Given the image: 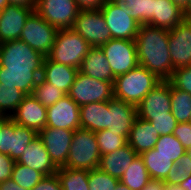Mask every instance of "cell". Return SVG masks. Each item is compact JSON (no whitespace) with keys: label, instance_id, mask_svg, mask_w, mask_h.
Segmentation results:
<instances>
[{"label":"cell","instance_id":"7a4b0ae2","mask_svg":"<svg viewBox=\"0 0 191 190\" xmlns=\"http://www.w3.org/2000/svg\"><path fill=\"white\" fill-rule=\"evenodd\" d=\"M169 30L141 25L135 38L139 65L168 81L174 71L168 49Z\"/></svg>","mask_w":191,"mask_h":190},{"label":"cell","instance_id":"f546056e","mask_svg":"<svg viewBox=\"0 0 191 190\" xmlns=\"http://www.w3.org/2000/svg\"><path fill=\"white\" fill-rule=\"evenodd\" d=\"M171 113L178 123L189 122L191 118V94L171 85Z\"/></svg>","mask_w":191,"mask_h":190},{"label":"cell","instance_id":"bcb514c9","mask_svg":"<svg viewBox=\"0 0 191 190\" xmlns=\"http://www.w3.org/2000/svg\"><path fill=\"white\" fill-rule=\"evenodd\" d=\"M0 190H27L20 187L12 178L0 182Z\"/></svg>","mask_w":191,"mask_h":190},{"label":"cell","instance_id":"6da1fadb","mask_svg":"<svg viewBox=\"0 0 191 190\" xmlns=\"http://www.w3.org/2000/svg\"><path fill=\"white\" fill-rule=\"evenodd\" d=\"M45 57L20 39L1 43L0 83L31 95L41 76Z\"/></svg>","mask_w":191,"mask_h":190},{"label":"cell","instance_id":"d590c367","mask_svg":"<svg viewBox=\"0 0 191 190\" xmlns=\"http://www.w3.org/2000/svg\"><path fill=\"white\" fill-rule=\"evenodd\" d=\"M101 155L111 153L128 144V139L108 129L95 132Z\"/></svg>","mask_w":191,"mask_h":190},{"label":"cell","instance_id":"c3c4849f","mask_svg":"<svg viewBox=\"0 0 191 190\" xmlns=\"http://www.w3.org/2000/svg\"><path fill=\"white\" fill-rule=\"evenodd\" d=\"M179 186L185 190H191V176L188 177L186 180H183Z\"/></svg>","mask_w":191,"mask_h":190},{"label":"cell","instance_id":"db71d44e","mask_svg":"<svg viewBox=\"0 0 191 190\" xmlns=\"http://www.w3.org/2000/svg\"><path fill=\"white\" fill-rule=\"evenodd\" d=\"M8 5L7 0H0V11H2Z\"/></svg>","mask_w":191,"mask_h":190},{"label":"cell","instance_id":"f6af8a7d","mask_svg":"<svg viewBox=\"0 0 191 190\" xmlns=\"http://www.w3.org/2000/svg\"><path fill=\"white\" fill-rule=\"evenodd\" d=\"M166 184L162 180L150 179L141 190H165Z\"/></svg>","mask_w":191,"mask_h":190},{"label":"cell","instance_id":"7bdbcfd3","mask_svg":"<svg viewBox=\"0 0 191 190\" xmlns=\"http://www.w3.org/2000/svg\"><path fill=\"white\" fill-rule=\"evenodd\" d=\"M15 161L7 154L0 153V182L11 178Z\"/></svg>","mask_w":191,"mask_h":190},{"label":"cell","instance_id":"2e32d148","mask_svg":"<svg viewBox=\"0 0 191 190\" xmlns=\"http://www.w3.org/2000/svg\"><path fill=\"white\" fill-rule=\"evenodd\" d=\"M57 129L77 130L80 128V106L68 95L47 107V125Z\"/></svg>","mask_w":191,"mask_h":190},{"label":"cell","instance_id":"484cf974","mask_svg":"<svg viewBox=\"0 0 191 190\" xmlns=\"http://www.w3.org/2000/svg\"><path fill=\"white\" fill-rule=\"evenodd\" d=\"M109 101L80 106V127L92 132L107 129Z\"/></svg>","mask_w":191,"mask_h":190},{"label":"cell","instance_id":"7dc6e473","mask_svg":"<svg viewBox=\"0 0 191 190\" xmlns=\"http://www.w3.org/2000/svg\"><path fill=\"white\" fill-rule=\"evenodd\" d=\"M8 4L19 5L22 7H32L35 9L37 0H7Z\"/></svg>","mask_w":191,"mask_h":190},{"label":"cell","instance_id":"ac0fdd59","mask_svg":"<svg viewBox=\"0 0 191 190\" xmlns=\"http://www.w3.org/2000/svg\"><path fill=\"white\" fill-rule=\"evenodd\" d=\"M34 11L32 7L8 4L0 11V42L20 39L26 19Z\"/></svg>","mask_w":191,"mask_h":190},{"label":"cell","instance_id":"5b68a950","mask_svg":"<svg viewBox=\"0 0 191 190\" xmlns=\"http://www.w3.org/2000/svg\"><path fill=\"white\" fill-rule=\"evenodd\" d=\"M100 158L95 132L81 127L75 130L64 167L90 171L99 168Z\"/></svg>","mask_w":191,"mask_h":190},{"label":"cell","instance_id":"cb8c5ba5","mask_svg":"<svg viewBox=\"0 0 191 190\" xmlns=\"http://www.w3.org/2000/svg\"><path fill=\"white\" fill-rule=\"evenodd\" d=\"M79 72L95 79L114 82L115 76L100 47H92L81 63Z\"/></svg>","mask_w":191,"mask_h":190},{"label":"cell","instance_id":"f1b7e54d","mask_svg":"<svg viewBox=\"0 0 191 190\" xmlns=\"http://www.w3.org/2000/svg\"><path fill=\"white\" fill-rule=\"evenodd\" d=\"M56 175L62 190H89V170L58 167Z\"/></svg>","mask_w":191,"mask_h":190},{"label":"cell","instance_id":"3957f363","mask_svg":"<svg viewBox=\"0 0 191 190\" xmlns=\"http://www.w3.org/2000/svg\"><path fill=\"white\" fill-rule=\"evenodd\" d=\"M161 81L145 67L138 65L129 72L115 77L114 98L137 106Z\"/></svg>","mask_w":191,"mask_h":190},{"label":"cell","instance_id":"4fadbf2b","mask_svg":"<svg viewBox=\"0 0 191 190\" xmlns=\"http://www.w3.org/2000/svg\"><path fill=\"white\" fill-rule=\"evenodd\" d=\"M168 49L174 70L191 66V21L185 18L175 28L169 30Z\"/></svg>","mask_w":191,"mask_h":190},{"label":"cell","instance_id":"d4e9b609","mask_svg":"<svg viewBox=\"0 0 191 190\" xmlns=\"http://www.w3.org/2000/svg\"><path fill=\"white\" fill-rule=\"evenodd\" d=\"M137 155L127 144L111 153L101 155L99 168L120 180Z\"/></svg>","mask_w":191,"mask_h":190},{"label":"cell","instance_id":"836d02e7","mask_svg":"<svg viewBox=\"0 0 191 190\" xmlns=\"http://www.w3.org/2000/svg\"><path fill=\"white\" fill-rule=\"evenodd\" d=\"M44 177L45 176L41 172L24 166L16 161L14 163L11 174V178L14 180V182H16L20 187L27 190H31Z\"/></svg>","mask_w":191,"mask_h":190},{"label":"cell","instance_id":"8d00e7d4","mask_svg":"<svg viewBox=\"0 0 191 190\" xmlns=\"http://www.w3.org/2000/svg\"><path fill=\"white\" fill-rule=\"evenodd\" d=\"M191 176V155L187 151L168 172L165 184L179 185L183 180Z\"/></svg>","mask_w":191,"mask_h":190},{"label":"cell","instance_id":"ba28073f","mask_svg":"<svg viewBox=\"0 0 191 190\" xmlns=\"http://www.w3.org/2000/svg\"><path fill=\"white\" fill-rule=\"evenodd\" d=\"M112 39L135 40L141 24L117 1H107L100 8Z\"/></svg>","mask_w":191,"mask_h":190},{"label":"cell","instance_id":"8992f818","mask_svg":"<svg viewBox=\"0 0 191 190\" xmlns=\"http://www.w3.org/2000/svg\"><path fill=\"white\" fill-rule=\"evenodd\" d=\"M114 82L103 81L77 72L68 96L79 106L114 98Z\"/></svg>","mask_w":191,"mask_h":190},{"label":"cell","instance_id":"f35d334b","mask_svg":"<svg viewBox=\"0 0 191 190\" xmlns=\"http://www.w3.org/2000/svg\"><path fill=\"white\" fill-rule=\"evenodd\" d=\"M168 81L173 87L191 94V66L175 69Z\"/></svg>","mask_w":191,"mask_h":190},{"label":"cell","instance_id":"83f0119b","mask_svg":"<svg viewBox=\"0 0 191 190\" xmlns=\"http://www.w3.org/2000/svg\"><path fill=\"white\" fill-rule=\"evenodd\" d=\"M150 179L143 159L140 155H137L124 172L120 183L124 184L130 190H141Z\"/></svg>","mask_w":191,"mask_h":190},{"label":"cell","instance_id":"4316f807","mask_svg":"<svg viewBox=\"0 0 191 190\" xmlns=\"http://www.w3.org/2000/svg\"><path fill=\"white\" fill-rule=\"evenodd\" d=\"M140 156L151 179L164 181L171 167L175 164L172 158L156 153L155 148L143 152Z\"/></svg>","mask_w":191,"mask_h":190},{"label":"cell","instance_id":"4dcf8cb0","mask_svg":"<svg viewBox=\"0 0 191 190\" xmlns=\"http://www.w3.org/2000/svg\"><path fill=\"white\" fill-rule=\"evenodd\" d=\"M25 96L20 89L0 83V115L11 117Z\"/></svg>","mask_w":191,"mask_h":190},{"label":"cell","instance_id":"74e56055","mask_svg":"<svg viewBox=\"0 0 191 190\" xmlns=\"http://www.w3.org/2000/svg\"><path fill=\"white\" fill-rule=\"evenodd\" d=\"M120 180L96 168L89 171V190H116Z\"/></svg>","mask_w":191,"mask_h":190},{"label":"cell","instance_id":"277c9868","mask_svg":"<svg viewBox=\"0 0 191 190\" xmlns=\"http://www.w3.org/2000/svg\"><path fill=\"white\" fill-rule=\"evenodd\" d=\"M92 46L73 28L59 29L56 41L47 56L51 61L79 69Z\"/></svg>","mask_w":191,"mask_h":190},{"label":"cell","instance_id":"5bb4252c","mask_svg":"<svg viewBox=\"0 0 191 190\" xmlns=\"http://www.w3.org/2000/svg\"><path fill=\"white\" fill-rule=\"evenodd\" d=\"M73 133V130L54 127H45L38 133V137L57 167H63L67 162Z\"/></svg>","mask_w":191,"mask_h":190},{"label":"cell","instance_id":"ab89813d","mask_svg":"<svg viewBox=\"0 0 191 190\" xmlns=\"http://www.w3.org/2000/svg\"><path fill=\"white\" fill-rule=\"evenodd\" d=\"M149 121L160 136L173 134V131L178 124L171 112L167 115L153 116V119Z\"/></svg>","mask_w":191,"mask_h":190},{"label":"cell","instance_id":"b9f144b4","mask_svg":"<svg viewBox=\"0 0 191 190\" xmlns=\"http://www.w3.org/2000/svg\"><path fill=\"white\" fill-rule=\"evenodd\" d=\"M31 190H62L59 179L55 174L45 176L36 186Z\"/></svg>","mask_w":191,"mask_h":190},{"label":"cell","instance_id":"ffe728a7","mask_svg":"<svg viewBox=\"0 0 191 190\" xmlns=\"http://www.w3.org/2000/svg\"><path fill=\"white\" fill-rule=\"evenodd\" d=\"M16 162L35 169L44 176L55 174L58 170L38 136L27 145L22 156Z\"/></svg>","mask_w":191,"mask_h":190},{"label":"cell","instance_id":"e0dca14e","mask_svg":"<svg viewBox=\"0 0 191 190\" xmlns=\"http://www.w3.org/2000/svg\"><path fill=\"white\" fill-rule=\"evenodd\" d=\"M10 118L38 134L47 125V108L34 96L26 95Z\"/></svg>","mask_w":191,"mask_h":190},{"label":"cell","instance_id":"d6986e66","mask_svg":"<svg viewBox=\"0 0 191 190\" xmlns=\"http://www.w3.org/2000/svg\"><path fill=\"white\" fill-rule=\"evenodd\" d=\"M136 117L137 106L115 98L109 100L108 130L125 136L128 139Z\"/></svg>","mask_w":191,"mask_h":190},{"label":"cell","instance_id":"7c38bea8","mask_svg":"<svg viewBox=\"0 0 191 190\" xmlns=\"http://www.w3.org/2000/svg\"><path fill=\"white\" fill-rule=\"evenodd\" d=\"M0 134V153L7 154L14 161L22 156L27 145L38 136L34 130L15 123L11 118L3 125Z\"/></svg>","mask_w":191,"mask_h":190},{"label":"cell","instance_id":"1f68e13d","mask_svg":"<svg viewBox=\"0 0 191 190\" xmlns=\"http://www.w3.org/2000/svg\"><path fill=\"white\" fill-rule=\"evenodd\" d=\"M126 7L129 15L141 25H146L153 17L154 0H117Z\"/></svg>","mask_w":191,"mask_h":190},{"label":"cell","instance_id":"30bf717a","mask_svg":"<svg viewBox=\"0 0 191 190\" xmlns=\"http://www.w3.org/2000/svg\"><path fill=\"white\" fill-rule=\"evenodd\" d=\"M115 77L139 65L135 40L110 39L100 46Z\"/></svg>","mask_w":191,"mask_h":190},{"label":"cell","instance_id":"9a60e30c","mask_svg":"<svg viewBox=\"0 0 191 190\" xmlns=\"http://www.w3.org/2000/svg\"><path fill=\"white\" fill-rule=\"evenodd\" d=\"M171 84L161 81L137 105V117L151 120L153 116L167 115L171 112Z\"/></svg>","mask_w":191,"mask_h":190},{"label":"cell","instance_id":"52a82bcc","mask_svg":"<svg viewBox=\"0 0 191 190\" xmlns=\"http://www.w3.org/2000/svg\"><path fill=\"white\" fill-rule=\"evenodd\" d=\"M58 31V28L33 11L25 21L20 40L47 57L56 41Z\"/></svg>","mask_w":191,"mask_h":190},{"label":"cell","instance_id":"f907efd6","mask_svg":"<svg viewBox=\"0 0 191 190\" xmlns=\"http://www.w3.org/2000/svg\"><path fill=\"white\" fill-rule=\"evenodd\" d=\"M176 5H178L181 9L186 7L188 0H172Z\"/></svg>","mask_w":191,"mask_h":190},{"label":"cell","instance_id":"8fae6325","mask_svg":"<svg viewBox=\"0 0 191 190\" xmlns=\"http://www.w3.org/2000/svg\"><path fill=\"white\" fill-rule=\"evenodd\" d=\"M80 10L75 0H37L34 9L50 25L58 29L72 28Z\"/></svg>","mask_w":191,"mask_h":190},{"label":"cell","instance_id":"60d3db41","mask_svg":"<svg viewBox=\"0 0 191 190\" xmlns=\"http://www.w3.org/2000/svg\"><path fill=\"white\" fill-rule=\"evenodd\" d=\"M173 135L179 140L182 146L189 151L191 149V123H178Z\"/></svg>","mask_w":191,"mask_h":190},{"label":"cell","instance_id":"816d5d0a","mask_svg":"<svg viewBox=\"0 0 191 190\" xmlns=\"http://www.w3.org/2000/svg\"><path fill=\"white\" fill-rule=\"evenodd\" d=\"M10 119L8 116H2L0 115V133L2 130L3 125ZM0 139H1V134H0Z\"/></svg>","mask_w":191,"mask_h":190},{"label":"cell","instance_id":"44dd1931","mask_svg":"<svg viewBox=\"0 0 191 190\" xmlns=\"http://www.w3.org/2000/svg\"><path fill=\"white\" fill-rule=\"evenodd\" d=\"M185 18L183 9L172 0H154L153 17L146 25L171 30Z\"/></svg>","mask_w":191,"mask_h":190},{"label":"cell","instance_id":"7402d4cb","mask_svg":"<svg viewBox=\"0 0 191 190\" xmlns=\"http://www.w3.org/2000/svg\"><path fill=\"white\" fill-rule=\"evenodd\" d=\"M159 137L150 121L136 117L130 130L128 144L140 155L153 149Z\"/></svg>","mask_w":191,"mask_h":190},{"label":"cell","instance_id":"9c48e42d","mask_svg":"<svg viewBox=\"0 0 191 190\" xmlns=\"http://www.w3.org/2000/svg\"><path fill=\"white\" fill-rule=\"evenodd\" d=\"M72 28L92 47H100L112 39L100 9L80 10Z\"/></svg>","mask_w":191,"mask_h":190},{"label":"cell","instance_id":"681fc988","mask_svg":"<svg viewBox=\"0 0 191 190\" xmlns=\"http://www.w3.org/2000/svg\"><path fill=\"white\" fill-rule=\"evenodd\" d=\"M183 13L186 18L191 15V0H188L186 7L183 9Z\"/></svg>","mask_w":191,"mask_h":190},{"label":"cell","instance_id":"d6a6232c","mask_svg":"<svg viewBox=\"0 0 191 190\" xmlns=\"http://www.w3.org/2000/svg\"><path fill=\"white\" fill-rule=\"evenodd\" d=\"M46 108L54 105L59 99L67 95L53 84L46 82L41 76L31 94Z\"/></svg>","mask_w":191,"mask_h":190},{"label":"cell","instance_id":"ee69618b","mask_svg":"<svg viewBox=\"0 0 191 190\" xmlns=\"http://www.w3.org/2000/svg\"><path fill=\"white\" fill-rule=\"evenodd\" d=\"M75 1L76 5L81 10L100 9L105 3V0H75Z\"/></svg>","mask_w":191,"mask_h":190},{"label":"cell","instance_id":"11a10c76","mask_svg":"<svg viewBox=\"0 0 191 190\" xmlns=\"http://www.w3.org/2000/svg\"><path fill=\"white\" fill-rule=\"evenodd\" d=\"M116 190H130V189H128L124 184L119 182Z\"/></svg>","mask_w":191,"mask_h":190},{"label":"cell","instance_id":"603a6c76","mask_svg":"<svg viewBox=\"0 0 191 190\" xmlns=\"http://www.w3.org/2000/svg\"><path fill=\"white\" fill-rule=\"evenodd\" d=\"M77 72V68L53 62L45 57L41 77L46 82L53 84L55 88L57 87L68 94Z\"/></svg>","mask_w":191,"mask_h":190},{"label":"cell","instance_id":"f5cc1de1","mask_svg":"<svg viewBox=\"0 0 191 190\" xmlns=\"http://www.w3.org/2000/svg\"><path fill=\"white\" fill-rule=\"evenodd\" d=\"M165 190H185V189L181 188L179 185L166 184Z\"/></svg>","mask_w":191,"mask_h":190},{"label":"cell","instance_id":"e575fe53","mask_svg":"<svg viewBox=\"0 0 191 190\" xmlns=\"http://www.w3.org/2000/svg\"><path fill=\"white\" fill-rule=\"evenodd\" d=\"M154 148L156 153L172 158L175 163L187 152L173 134L160 136Z\"/></svg>","mask_w":191,"mask_h":190}]
</instances>
